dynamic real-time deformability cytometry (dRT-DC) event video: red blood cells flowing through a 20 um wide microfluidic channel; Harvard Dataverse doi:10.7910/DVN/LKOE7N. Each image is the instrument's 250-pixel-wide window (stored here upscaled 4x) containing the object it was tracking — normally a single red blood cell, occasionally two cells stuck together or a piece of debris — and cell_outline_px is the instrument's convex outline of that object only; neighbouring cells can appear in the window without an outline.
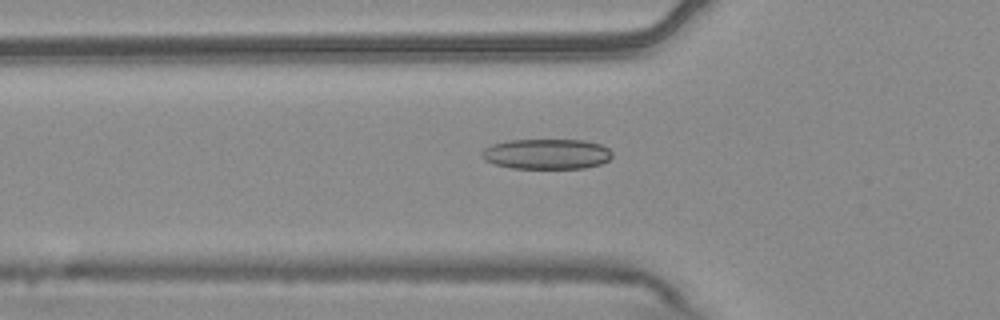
{"species": "common noctule bat (a hibernating species)", "species_latin": "Nyctalus noctula", "temperature_condition": "warm", "stored_images_in_passage": 37, "camera_frame_rate_fps": 3000, "um_per_image_px": 0.085, "animal": {"sex": "male", "body_mass_g": 20.4}, "frame": {"image": 1, "passage_image": 2, "time_ms": 0.333, "image_size_px": [1000, 320], "cell_outline_px": [[612, 156], [608, 160], [600, 164], [584, 168], [512, 168], [496, 164], [484, 160], [480, 156], [480, 152], [484, 148], [492, 144], [508, 140], [584, 140], [600, 144], [608, 148], [612, 152]], "centroid_in_image_um": [46.44, 13.08], "position_along_channel_um": 79.4, "area_um2": 23.06}}
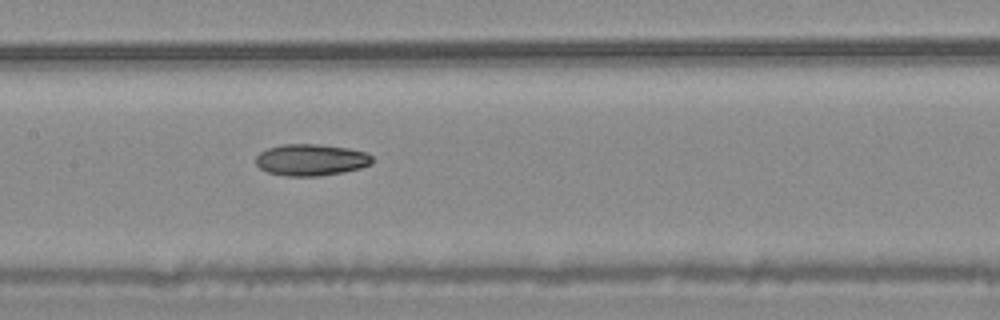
{"frame": {"image": 2, "passage_image": 10, "time_ms": 3.0, "image_size_px": [1000, 320], "cell_outline_px": [[372, 164], [360, 168], [344, 172], [320, 176], [284, 176], [268, 172], [260, 168], [256, 164], [256, 156], [260, 152], [268, 148], [284, 144], [320, 144], [348, 148], [368, 152], [372, 156]], "centroid_in_image_um": [26.46, 13.59], "position_along_channel_um": 180.9, "area_um2": 21.62}}
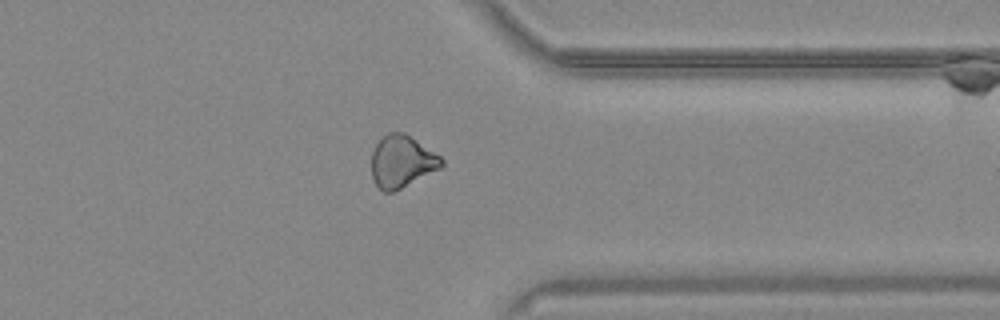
{"frame": {"image": 3, "passage_image": 26, "time_ms": 8.333, "image_size_px": [1000, 320], "cell_outline_px": [[444, 164], [440, 168], [392, 192], [384, 192], [376, 184], [372, 176], [372, 152], [380, 136], [388, 132], [404, 132], [440, 156], [444, 160]], "centroid_in_image_um": [34.13, 13.7], "position_along_channel_um": 377.3, "area_um2": 21.04}}